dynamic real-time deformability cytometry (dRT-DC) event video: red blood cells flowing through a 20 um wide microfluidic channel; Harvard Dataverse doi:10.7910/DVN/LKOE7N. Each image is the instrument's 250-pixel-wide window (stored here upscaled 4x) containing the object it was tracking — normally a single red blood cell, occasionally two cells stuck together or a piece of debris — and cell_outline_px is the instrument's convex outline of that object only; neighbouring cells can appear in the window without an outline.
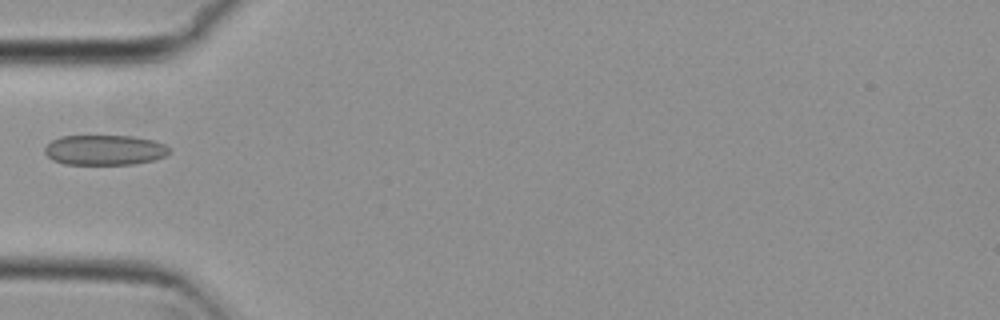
{"species": "common noctule bat (a hibernating species)", "species_latin": "Nyctalus noctula", "temperature_condition": "cold", "stored_images_in_passage": 4, "camera_frame_rate_fps": 3000, "um_per_image_px": 0.085, "animal": {"sex": "female", "body_mass_g": 29.2, "forearm_length_mm": 56.3}, "frame": {"image": 1, "passage_image": 3, "time_ms": 0.667, "image_size_px": [1000, 320], "cell_outline_px": [[172, 152], [164, 156], [152, 160], [132, 164], [64, 164], [52, 160], [44, 152], [44, 148], [52, 140], [60, 136], [132, 136], [156, 140], [172, 148]], "centroid_in_image_um": [8.92, 12.74], "position_along_channel_um": 76.1, "area_um2": 22.02}}
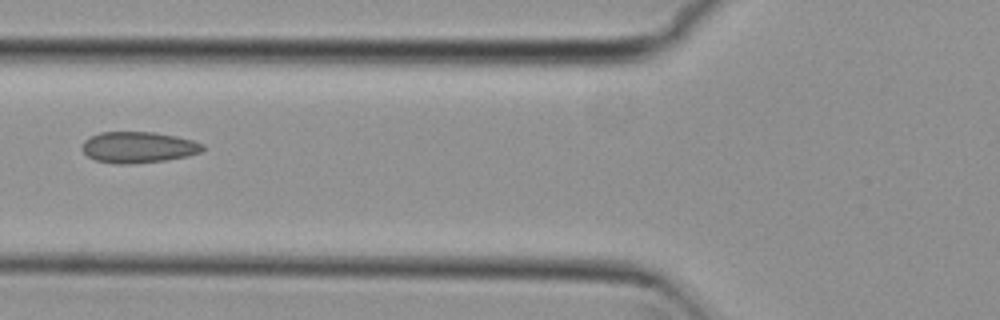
{"frame": {"image": 2, "passage_image": 4, "time_ms": 1.0, "image_size_px": [1000, 320], "cell_outline_px": [[204, 148], [200, 152], [188, 156], [164, 160], [132, 164], [116, 164], [96, 160], [88, 156], [80, 148], [84, 140], [100, 132], [156, 132], [176, 136], [192, 140], [204, 144]], "centroid_in_image_um": [11.75, 12.52], "position_along_channel_um": 114.1, "area_um2": 21.91}}